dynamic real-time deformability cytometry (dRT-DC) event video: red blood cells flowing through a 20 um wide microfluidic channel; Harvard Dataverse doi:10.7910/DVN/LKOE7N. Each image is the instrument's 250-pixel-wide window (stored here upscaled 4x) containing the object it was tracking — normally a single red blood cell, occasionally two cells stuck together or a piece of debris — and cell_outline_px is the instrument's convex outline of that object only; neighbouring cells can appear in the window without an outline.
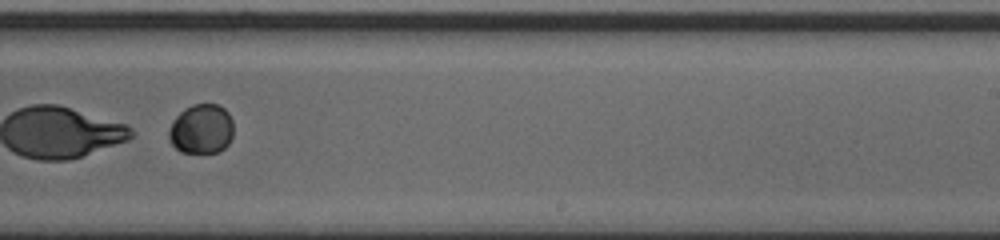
{"species": "human", "species_latin": "Homo sapiens", "temperature_condition": "cold", "stored_images_in_passage": 56, "segment_of_instrument_passage": [2, 2], "camera_frame_rate_fps": 3000, "um_per_image_px": 0.085, "donor": {"sex": "male"}, "frame": {"image": 1, "passage_image": 39, "time_ms": 12.667, "image_size_px": [1000, 240], "cell_outline_px": [[232, 136], [228, 144], [220, 152], [180, 152], [172, 144], [168, 136], [168, 132], [172, 120], [184, 108], [192, 104], [220, 104], [228, 112], [232, 120]], "centroid_in_image_um": [17.11, 10.95], "position_along_channel_um": 271.9, "area_um2": 18.84}}